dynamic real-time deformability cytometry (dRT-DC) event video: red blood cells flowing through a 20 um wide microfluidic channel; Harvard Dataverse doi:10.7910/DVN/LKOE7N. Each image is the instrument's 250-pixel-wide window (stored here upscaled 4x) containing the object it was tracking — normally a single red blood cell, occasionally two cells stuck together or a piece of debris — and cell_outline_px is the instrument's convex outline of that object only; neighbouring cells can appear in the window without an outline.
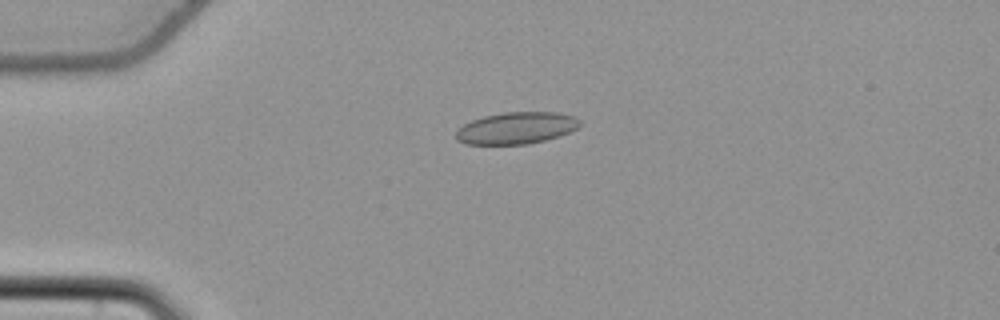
{"species": "common noctule bat (a hibernating species)", "species_latin": "Nyctalus noctula", "temperature_condition": "cold", "stored_images_in_passage": 46, "camera_frame_rate_fps": 3000, "um_per_image_px": 0.085, "animal": {"sex": "female", "body_mass_g": 22.7, "forearm_length_mm": 54.2}, "frame": {"image": 1, "passage_image": 5, "time_ms": 1.333, "image_size_px": [1000, 320], "cell_outline_px": [[580, 124], [576, 128], [568, 132], [544, 140], [528, 144], [464, 144], [456, 140], [456, 132], [464, 124], [472, 120], [484, 116], [504, 112], [556, 112], [576, 116], [580, 120]], "centroid_in_image_um": [43.87, 10.88], "position_along_channel_um": 41.1, "area_um2": 22.83}}
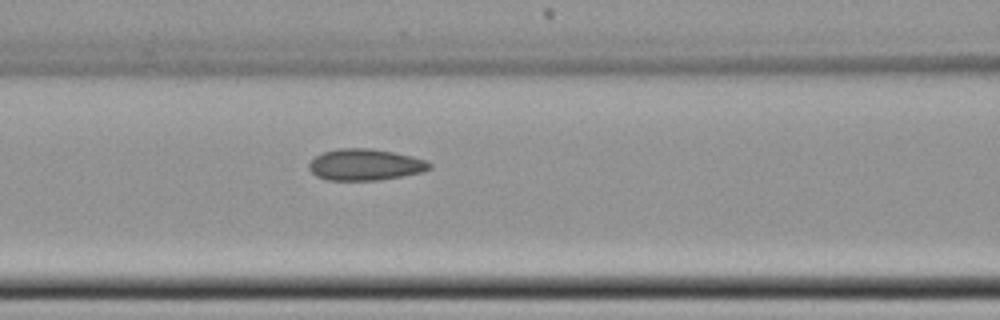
{"frame": {"image": 2, "passage_image": 15, "time_ms": 4.667, "image_size_px": [1000, 320], "cell_outline_px": [[432, 168], [424, 172], [380, 180], [328, 180], [316, 176], [308, 168], [308, 164], [316, 156], [324, 152], [340, 148], [368, 148], [392, 152], [412, 156], [428, 160], [432, 164]], "centroid_in_image_um": [31.08, 14.0], "position_along_channel_um": 135.5, "area_um2": 22.14}}
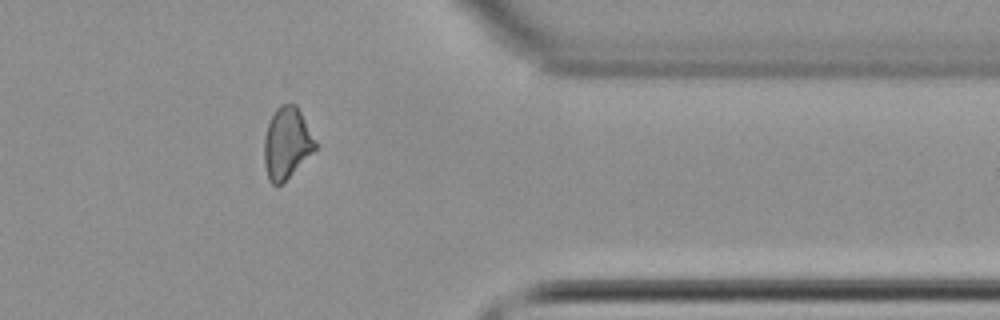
{"frame": {"image": 3, "passage_image": 36, "time_ms": 11.667, "image_size_px": [1000, 320], "cell_outline_px": [[316, 148], [276, 188], [268, 180], [264, 164], [264, 136], [268, 124], [276, 108], [280, 104], [296, 104], [316, 140]], "centroid_in_image_um": [24.34, 12.15], "position_along_channel_um": 387.1, "area_um2": 20.98}, "authors_computed_cell_mechanics": {"area_um2": 21.8484, "velocity_mm_per_s": 3.8003, "shape_relaxation_time_tau1_ms": 10.1415, "shape_relaxation_time_tau2_ms": 7.527, "deformation_change_tau1": 0.1509, "deformation_change_tau2": 0.1279}}